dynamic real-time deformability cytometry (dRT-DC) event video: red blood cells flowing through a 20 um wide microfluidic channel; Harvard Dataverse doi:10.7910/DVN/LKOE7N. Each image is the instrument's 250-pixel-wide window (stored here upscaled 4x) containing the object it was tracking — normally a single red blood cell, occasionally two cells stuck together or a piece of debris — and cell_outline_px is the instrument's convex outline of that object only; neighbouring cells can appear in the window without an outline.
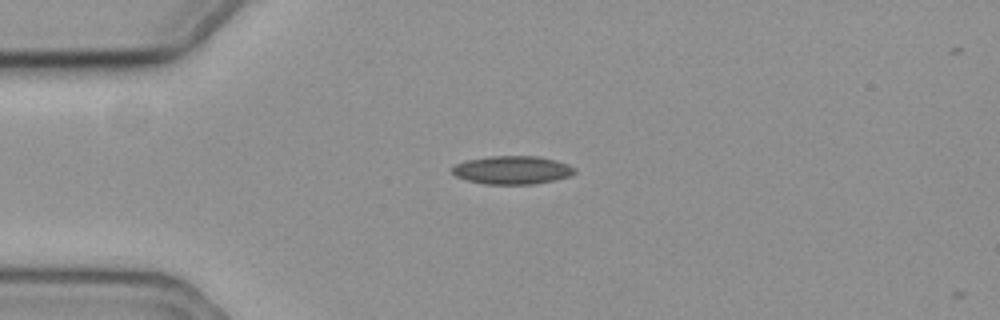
{"species": "common noctule bat (a hibernating species)", "species_latin": "Nyctalus noctula", "temperature_condition": "cold", "stored_images_in_passage": 3, "camera_frame_rate_fps": 3000, "um_per_image_px": 0.085, "animal": {"sex": "female", "body_mass_g": 19.3, "forearm_length_mm": 54.1}, "frame": {"image": 1, "passage_image": 1, "time_ms": 0.0, "image_size_px": [1000, 320], "cell_outline_px": [[576, 172], [568, 176], [556, 180], [536, 184], [484, 184], [468, 180], [456, 176], [452, 172], [452, 168], [456, 164], [464, 160], [492, 156], [536, 156], [556, 160], [568, 164], [576, 168]], "centroid_in_image_um": [43.56, 14.45], "position_along_channel_um": 41.4, "area_um2": 20.23}}